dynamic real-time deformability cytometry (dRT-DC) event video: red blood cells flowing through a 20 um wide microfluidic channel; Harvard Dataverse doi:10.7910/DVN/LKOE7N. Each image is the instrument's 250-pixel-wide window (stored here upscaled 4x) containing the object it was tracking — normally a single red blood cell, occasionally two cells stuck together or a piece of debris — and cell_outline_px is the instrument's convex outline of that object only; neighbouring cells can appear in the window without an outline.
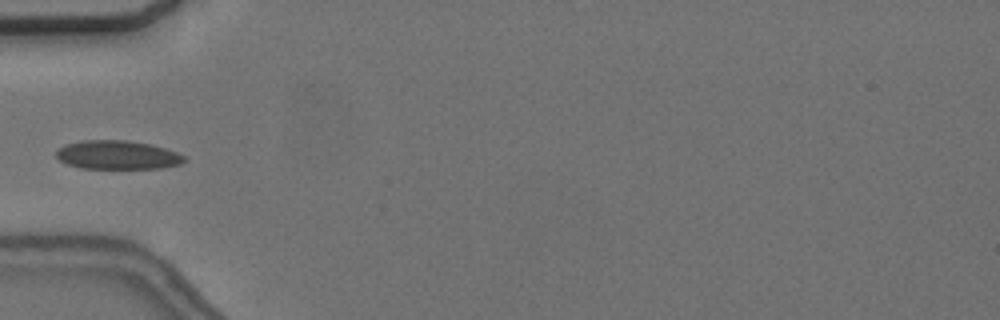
{"species": "common noctule bat (a hibernating species)", "species_latin": "Nyctalus noctula", "temperature_condition": "cold", "stored_images_in_passage": 4, "camera_frame_rate_fps": 3000, "um_per_image_px": 0.085, "animal": {"sex": "female", "body_mass_g": 24.6, "forearm_length_mm": 56.2}, "frame": {"image": 1, "passage_image": 4, "time_ms": 4.333, "image_size_px": [1000, 320], "cell_outline_px": [[188, 160], [180, 164], [160, 168], [80, 168], [68, 164], [60, 160], [56, 156], [56, 152], [64, 144], [84, 140], [124, 140], [148, 144], [164, 148], [176, 152], [184, 156]], "centroid_in_image_um": [9.98, 13.17], "position_along_channel_um": 75.0, "area_um2": 21.27}}